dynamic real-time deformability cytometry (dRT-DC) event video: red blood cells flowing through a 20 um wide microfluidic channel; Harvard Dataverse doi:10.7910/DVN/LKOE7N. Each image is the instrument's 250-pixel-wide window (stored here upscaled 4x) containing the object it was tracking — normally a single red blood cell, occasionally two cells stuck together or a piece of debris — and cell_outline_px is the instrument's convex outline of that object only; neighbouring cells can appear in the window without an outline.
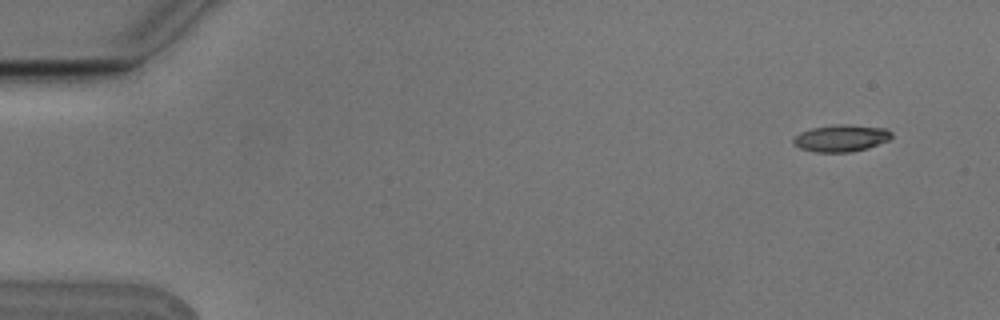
{"species": "Egyptian fruit bat (a non-hibernating species)", "species_latin": "Rousettus aegyptiacus", "temperature_condition": "cold", "stored_images_in_passage": 6, "camera_frame_rate_fps": 3000, "um_per_image_px": 0.085, "animal": {"sex": "male"}, "frame": {"image": 1, "passage_image": 1, "time_ms": 0.0, "image_size_px": [1000, 320], "cell_outline_px": [[892, 136], [888, 140], [868, 148], [852, 152], [816, 152], [800, 148], [792, 144], [792, 140], [800, 132], [812, 128], [840, 124], [852, 124], [888, 128], [892, 132]], "centroid_in_image_um": [71.52, 11.74], "position_along_channel_um": 13.5, "area_um2": 15.55}}